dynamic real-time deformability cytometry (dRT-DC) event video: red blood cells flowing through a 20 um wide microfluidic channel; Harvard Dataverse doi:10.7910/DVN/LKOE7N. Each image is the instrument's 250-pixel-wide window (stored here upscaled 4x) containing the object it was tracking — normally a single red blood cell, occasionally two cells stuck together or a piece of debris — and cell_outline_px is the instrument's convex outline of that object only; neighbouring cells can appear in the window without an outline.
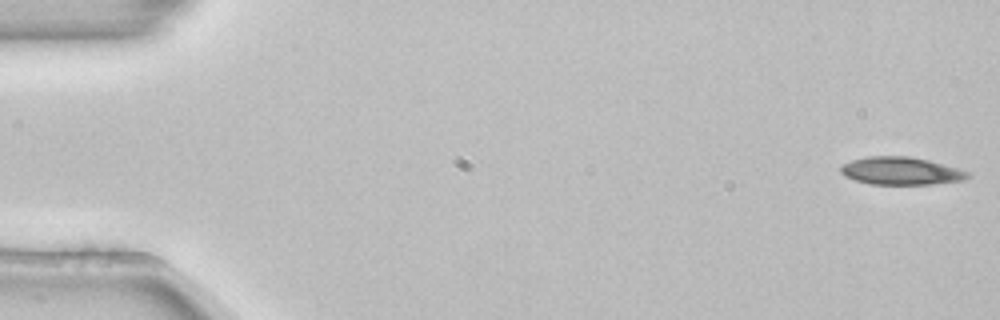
{"species": "common noctule bat (a hibernating species)", "species_latin": "Nyctalus noctula", "temperature_condition": "room temperature", "stored_images_in_passage": 53, "camera_frame_rate_fps": 3000, "um_per_image_px": 0.085, "animal": {"sex": "female", "body_mass_g": 22.7, "forearm_length_mm": 54.2}, "frame": {"image": 1, "passage_image": 1, "time_ms": 0.0, "image_size_px": [1000, 320], "cell_outline_px": [[972, 176], [964, 180], [928, 184], [868, 184], [844, 176], [840, 172], [840, 164], [852, 160], [868, 156], [912, 156], [928, 160], [956, 168], [968, 172]], "centroid_in_image_um": [76.54, 14.52], "position_along_channel_um": 8.5, "area_um2": 20.52}}
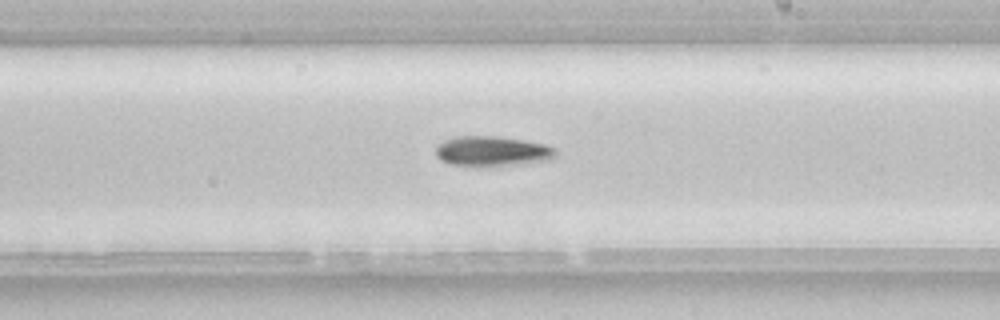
{"frame": {"image": 2, "passage_image": 31, "time_ms": 10.0, "image_size_px": [1000, 320], "cell_outline_px": [[556, 156], [552, 160], [520, 164], [448, 164], [440, 160], [436, 156], [436, 148], [444, 140], [456, 136], [496, 136], [544, 144], [556, 148]], "centroid_in_image_um": [41.86, 12.83], "position_along_channel_um": 247.1, "area_um2": 20.46}}
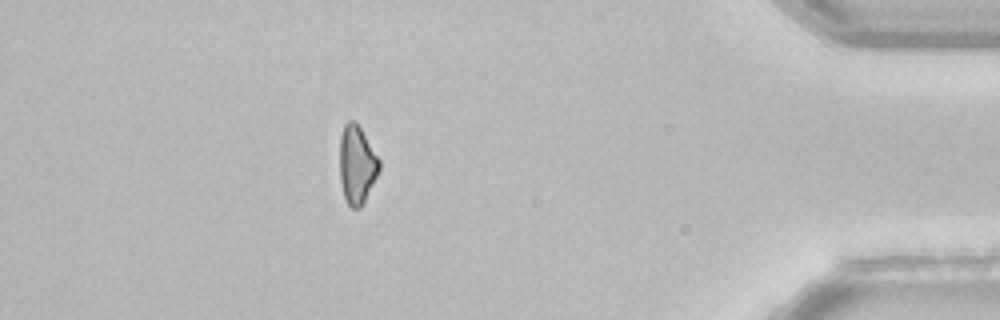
{"frame": {"image": 3, "passage_image": 47, "time_ms": 15.333, "image_size_px": [1000, 320], "cell_outline_px": [[380, 168], [360, 208], [352, 208], [344, 200], [340, 180], [340, 136], [344, 124], [348, 120], [356, 120], [380, 160]], "centroid_in_image_um": [30.31, 13.96], "position_along_channel_um": 404.9, "area_um2": 17.98}, "authors_computed_cell_mechanics": {"area_um2": 20.519, "velocity_mm_per_s": 3.8668, "shape_relaxation_time_tau1_ms": 4.065, "shape_relaxation_time_tau2_ms": null, "deformation_change_tau1": 0.1271, "deformation_change_tau2": null}}